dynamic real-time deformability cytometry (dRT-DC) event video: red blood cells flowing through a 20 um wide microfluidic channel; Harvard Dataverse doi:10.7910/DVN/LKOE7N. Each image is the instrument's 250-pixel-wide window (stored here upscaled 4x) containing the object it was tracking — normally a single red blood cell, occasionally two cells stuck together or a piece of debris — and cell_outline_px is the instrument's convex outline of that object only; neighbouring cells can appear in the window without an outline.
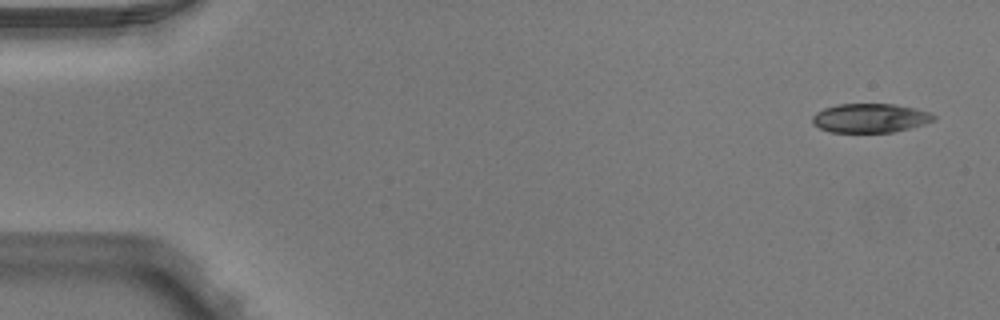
{"species": "Egyptian fruit bat (a non-hibernating species)", "species_latin": "Rousettus aegyptiacus", "temperature_condition": "warm", "stored_images_in_passage": 4, "camera_frame_rate_fps": 3000, "um_per_image_px": 0.085, "animal": {"sex": "male"}, "frame": {"image": 1, "passage_image": 1, "time_ms": 0.0, "image_size_px": [1000, 320], "cell_outline_px": [[936, 120], [924, 124], [892, 132], [828, 132], [812, 124], [812, 116], [816, 112], [824, 108], [836, 104], [896, 104], [928, 112], [936, 116]], "centroid_in_image_um": [73.92, 10.03], "position_along_channel_um": 11.1, "area_um2": 20.52}}
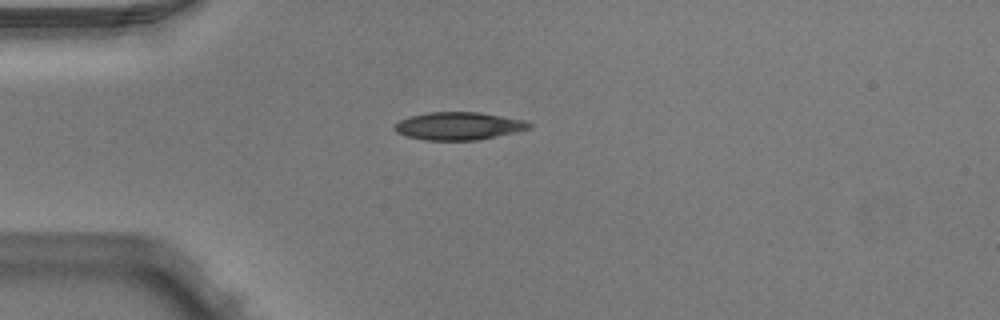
{"frame": {"image": 2, "passage_image": 4, "time_ms": 1.0, "image_size_px": [1000, 320], "cell_outline_px": [[532, 128], [516, 132], [476, 140], [424, 140], [404, 136], [396, 132], [392, 128], [392, 124], [400, 120], [412, 116], [428, 112], [480, 112], [524, 120], [532, 124]], "centroid_in_image_um": [38.95, 10.71], "position_along_channel_um": 46.1, "area_um2": 21.91}}